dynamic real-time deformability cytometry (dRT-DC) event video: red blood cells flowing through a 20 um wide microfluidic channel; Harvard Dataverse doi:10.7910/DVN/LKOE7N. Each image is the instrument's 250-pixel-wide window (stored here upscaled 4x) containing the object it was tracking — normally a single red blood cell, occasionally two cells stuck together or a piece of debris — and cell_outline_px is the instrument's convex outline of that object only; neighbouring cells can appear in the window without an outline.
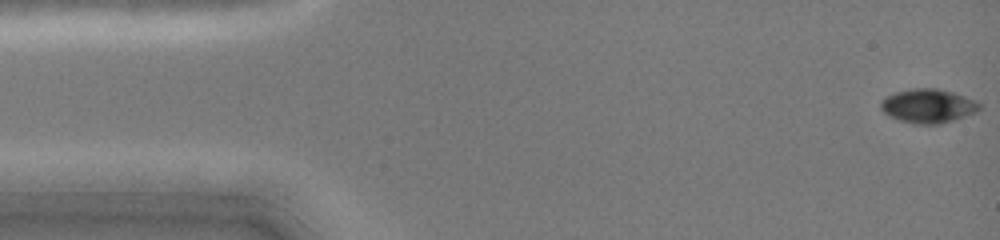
{"species": "common noctule bat (a hibernating species)", "species_latin": "Nyctalus noctula", "temperature_condition": "cold", "stored_images_in_passage": 47, "camera_frame_rate_fps": 3000, "um_per_image_px": 0.085, "animal": {"sex": "female", "body_mass_g": 19.0, "forearm_length_mm": 51.5}, "frame": {"image": 1, "passage_image": 1, "time_ms": 0.0, "image_size_px": [1000, 240], "cell_outline_px": [[980, 108], [976, 112], [940, 124], [916, 124], [900, 120], [888, 116], [880, 108], [880, 100], [896, 92], [912, 88], [936, 88], [952, 92], [976, 100], [980, 104]], "centroid_in_image_um": [78.87, 9.0], "position_along_channel_um": 6.1, "area_um2": 19.42}}
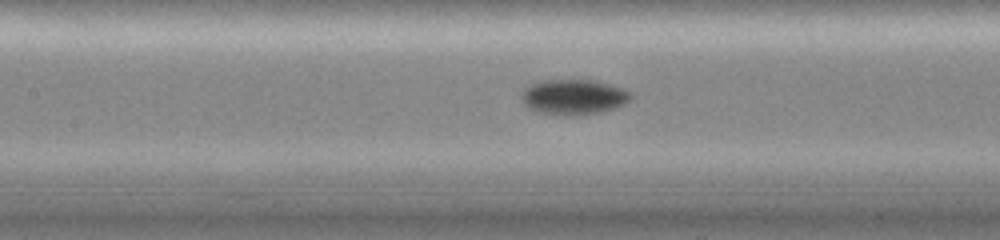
{"frame": {"image": 2, "passage_image": 21, "time_ms": 6.667, "image_size_px": [1000, 240], "cell_outline_px": [[632, 96], [628, 100], [612, 108], [596, 112], [544, 112], [532, 108], [524, 104], [520, 96], [520, 92], [524, 88], [532, 84], [544, 80], [600, 80], [632, 92]], "centroid_in_image_um": [48.75, 8.15], "position_along_channel_um": 158.6, "area_um2": 21.27}}
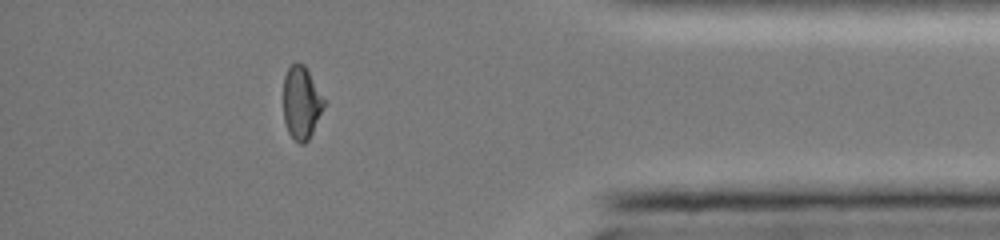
{"frame": {"image": 3, "passage_image": 41, "time_ms": 13.333, "image_size_px": [1000, 240], "cell_outline_px": [[324, 104], [312, 132], [308, 140], [304, 144], [300, 144], [288, 132], [284, 120], [284, 76], [288, 68], [296, 60], [304, 64], [324, 100]], "centroid_in_image_um": [25.58, 8.7], "position_along_channel_um": 409.6, "area_um2": 16.82}, "authors_computed_cell_mechanics": {"area_um2": 19.4208, "velocity_mm_per_s": 4.0942, "shape_relaxation_time_tau1_ms": 5.6525, "shape_relaxation_time_tau2_ms": null, "deformation_change_tau1": 0.1437, "deformation_change_tau2": null}}